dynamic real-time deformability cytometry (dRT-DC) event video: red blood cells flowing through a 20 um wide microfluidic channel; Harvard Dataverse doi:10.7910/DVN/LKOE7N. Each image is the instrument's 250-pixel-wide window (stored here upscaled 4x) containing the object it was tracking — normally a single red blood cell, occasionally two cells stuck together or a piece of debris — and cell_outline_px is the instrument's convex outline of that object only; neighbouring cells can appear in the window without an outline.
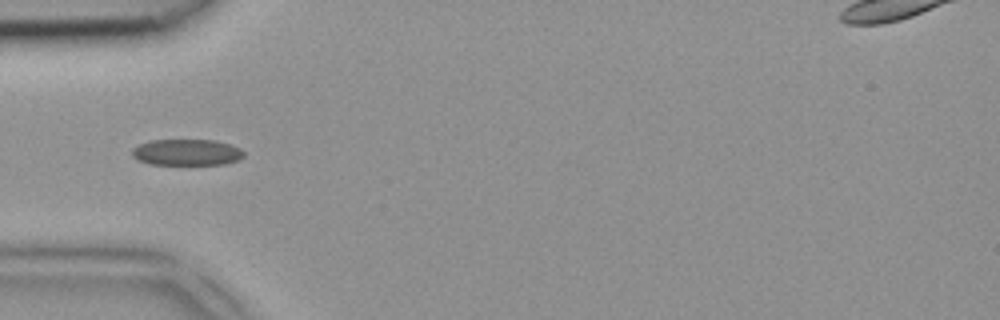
{"species": "common noctule bat (a hibernating species)", "species_latin": "Nyctalus noctula", "temperature_condition": "room temperature", "stored_images_in_passage": 30, "camera_frame_rate_fps": 3000, "um_per_image_px": 0.085, "animal": {"sex": "female", "body_mass_g": 18.4}, "frame": {"image": 1, "passage_image": 1, "time_ms": 0.0, "image_size_px": [1000, 320], "cell_outline_px": [[244, 156], [240, 160], [224, 164], [148, 164], [136, 160], [132, 156], [132, 148], [140, 144], [152, 140], [216, 140], [232, 144], [240, 148], [244, 152]], "centroid_in_image_um": [15.89, 12.95], "position_along_channel_um": 69.1, "area_um2": 17.28}}
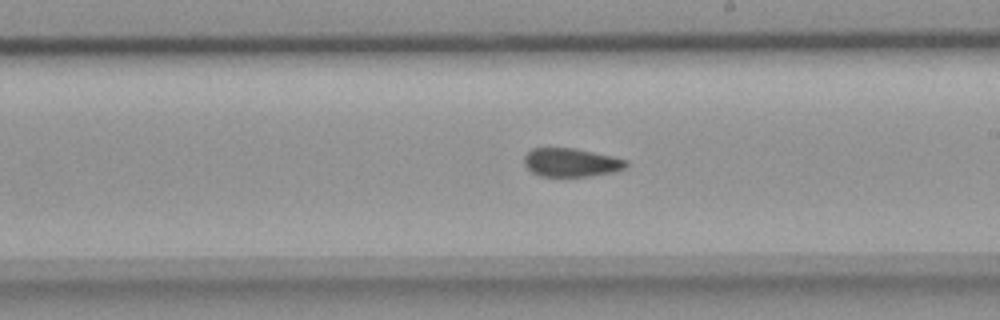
{"frame": {"image": 2, "passage_image": 13, "time_ms": 4.0, "image_size_px": [1000, 320], "cell_outline_px": [[628, 164], [624, 168], [612, 172], [588, 176], [540, 176], [532, 172], [524, 164], [524, 156], [532, 148], [576, 148], [612, 156], [628, 160]], "centroid_in_image_um": [48.54, 13.8], "position_along_channel_um": 240.5, "area_um2": 16.88}}
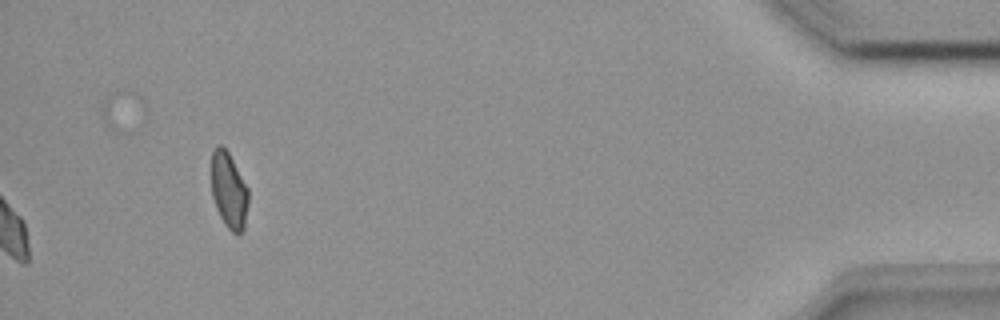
{"frame": {"image": 3, "passage_image": 30, "time_ms": 9.667, "image_size_px": [1000, 320], "cell_outline_px": [[248, 204], [244, 228], [240, 232], [232, 232], [224, 224], [216, 208], [212, 196], [212, 152], [216, 144], [220, 144], [228, 152], [248, 188]], "centroid_in_image_um": [19.45, 16.18], "position_along_channel_um": 415.8, "area_um2": 16.24}}